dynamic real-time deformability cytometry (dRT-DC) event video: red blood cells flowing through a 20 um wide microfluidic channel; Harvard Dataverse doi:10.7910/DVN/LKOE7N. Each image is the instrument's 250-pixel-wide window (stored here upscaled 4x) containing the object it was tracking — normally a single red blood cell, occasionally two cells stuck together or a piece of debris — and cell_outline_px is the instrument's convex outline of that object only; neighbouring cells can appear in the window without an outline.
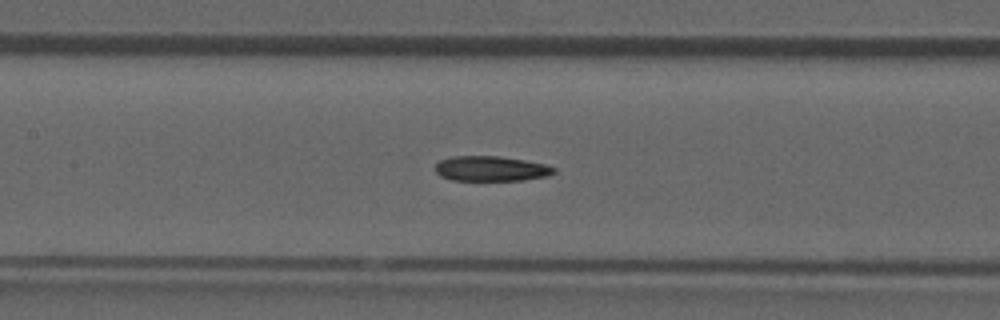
{"species": "common noctule bat (a hibernating species)", "species_latin": "Nyctalus noctula", "temperature_condition": "room temperature", "stored_images_in_passage": 52, "camera_frame_rate_fps": 3000, "um_per_image_px": 0.085, "animal": {"sex": "male", "forearm_length_mm": 52.5}, "frame": {"image": 1, "passage_image": 23, "time_ms": 7.333, "image_size_px": [1000, 320], "cell_outline_px": [[556, 172], [548, 176], [524, 180], [452, 180], [440, 176], [436, 172], [436, 164], [440, 160], [452, 156], [500, 156], [524, 160], [544, 164], [556, 168]], "centroid_in_image_um": [41.75, 14.33], "position_along_channel_um": 165.7, "area_um2": 17.34}}